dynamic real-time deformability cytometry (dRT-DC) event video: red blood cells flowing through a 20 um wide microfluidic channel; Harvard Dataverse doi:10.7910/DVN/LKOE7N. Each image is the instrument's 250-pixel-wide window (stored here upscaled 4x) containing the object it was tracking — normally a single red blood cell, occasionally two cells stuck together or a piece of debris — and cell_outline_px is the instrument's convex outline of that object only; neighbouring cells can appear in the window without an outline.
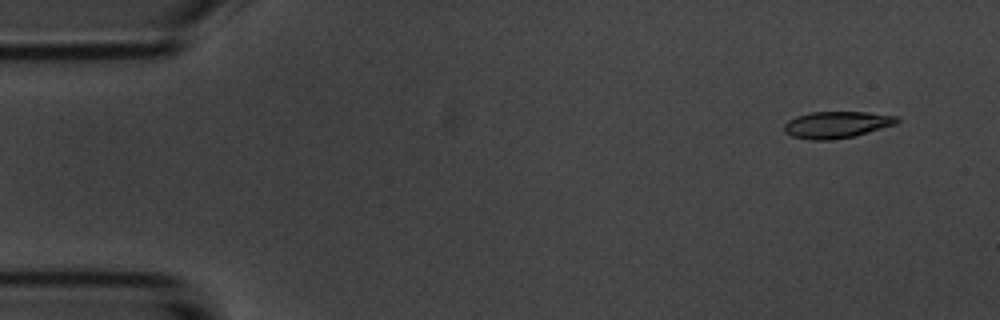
{"species": "common noctule bat (a hibernating species)", "species_latin": "Nyctalus noctula", "temperature_condition": "room temperature", "stored_images_in_passage": 5, "camera_frame_rate_fps": 3000, "um_per_image_px": 0.085, "animal": {"sex": "male", "body_mass_g": 20.1, "forearm_length_mm": 53.5}, "frame": {"image": 1, "passage_image": 1, "time_ms": 0.0, "image_size_px": [1000, 320], "cell_outline_px": [[900, 120], [896, 124], [852, 136], [828, 140], [812, 140], [792, 136], [784, 132], [784, 124], [788, 120], [796, 116], [812, 112], [868, 112], [896, 116]], "centroid_in_image_um": [71.09, 10.59], "position_along_channel_um": 13.9, "area_um2": 17.34}}